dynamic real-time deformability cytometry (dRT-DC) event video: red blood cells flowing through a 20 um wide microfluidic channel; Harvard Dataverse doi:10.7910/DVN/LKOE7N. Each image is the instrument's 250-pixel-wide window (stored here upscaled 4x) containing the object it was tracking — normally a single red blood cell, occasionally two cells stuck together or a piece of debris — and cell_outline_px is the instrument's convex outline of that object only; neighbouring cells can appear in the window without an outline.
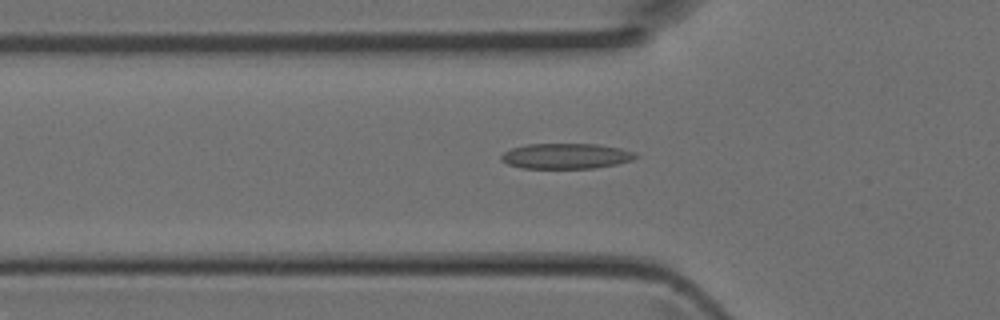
{"species": "Egyptian fruit bat (a non-hibernating species)", "species_latin": "Rousettus aegyptiacus", "temperature_condition": "room temperature", "stored_images_in_passage": 31, "camera_frame_rate_fps": 3000, "um_per_image_px": 0.085, "animal": {"sex": "female"}, "frame": {"image": 1, "passage_image": 2, "time_ms": 0.333, "image_size_px": [1000, 320], "cell_outline_px": [[640, 156], [632, 160], [616, 164], [596, 168], [520, 168], [508, 164], [500, 160], [500, 156], [504, 152], [512, 148], [528, 144], [596, 144], [620, 148], [636, 152]], "centroid_in_image_um": [48.13, 13.27], "position_along_channel_um": 77.7, "area_um2": 20.0}}
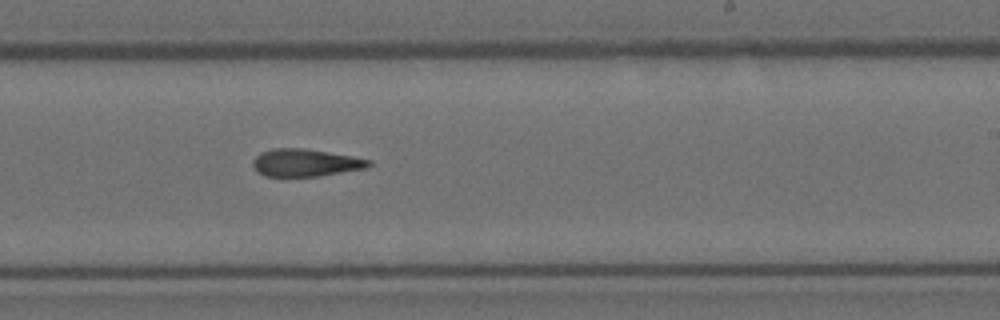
{"frame": {"image": 2, "passage_image": 14, "time_ms": 4.333, "image_size_px": [1000, 320], "cell_outline_px": [[372, 164], [368, 168], [316, 176], [264, 176], [252, 164], [252, 160], [260, 152], [272, 148], [304, 148], [352, 156], [372, 160]], "centroid_in_image_um": [25.98, 13.82], "position_along_channel_um": 263.0, "area_um2": 18.5}}
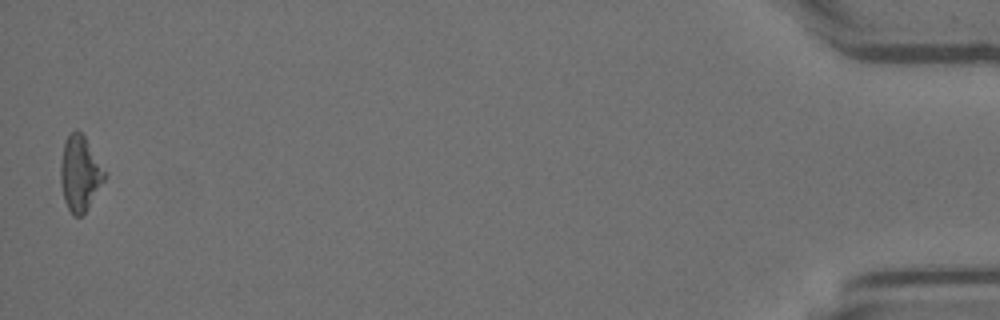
{"frame": {"image": 3, "passage_image": 31, "time_ms": 10.0, "image_size_px": [1000, 320], "cell_outline_px": [[104, 180], [84, 212], [80, 216], [72, 216], [64, 200], [60, 180], [60, 164], [64, 140], [76, 128], [84, 136], [104, 172]], "centroid_in_image_um": [6.73, 14.74], "position_along_channel_um": 428.5, "area_um2": 18.61}}